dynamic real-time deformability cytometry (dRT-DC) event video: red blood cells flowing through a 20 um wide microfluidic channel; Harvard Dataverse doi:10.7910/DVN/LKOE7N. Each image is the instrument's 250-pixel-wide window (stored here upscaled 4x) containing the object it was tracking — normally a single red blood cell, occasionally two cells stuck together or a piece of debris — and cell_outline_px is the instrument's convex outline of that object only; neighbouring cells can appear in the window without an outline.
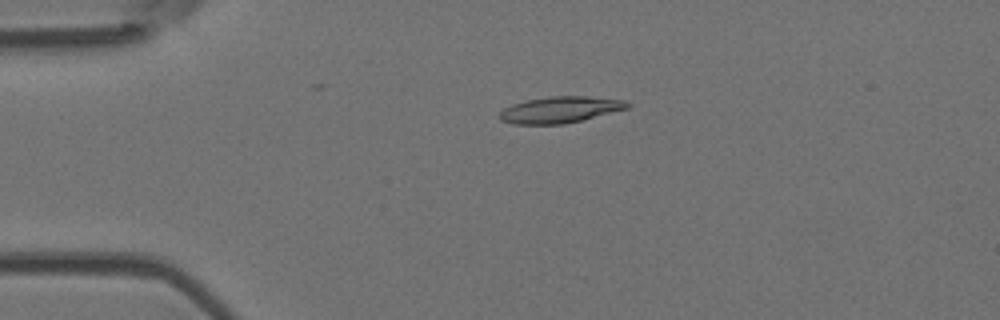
{"species": "Egyptian fruit bat (a non-hibernating species)", "species_latin": "Rousettus aegyptiacus", "temperature_condition": "room temperature", "stored_images_in_passage": 43, "camera_frame_rate_fps": 3000, "um_per_image_px": 0.085, "animal": {"sex": "female"}, "frame": {"image": 1, "passage_image": 1, "time_ms": 0.0, "image_size_px": [1000, 320], "cell_outline_px": [[632, 104], [628, 108], [564, 124], [512, 124], [500, 120], [500, 112], [504, 108], [512, 104], [528, 100], [548, 96], [588, 96], [624, 100]], "centroid_in_image_um": [47.6, 9.32], "position_along_channel_um": 37.4, "area_um2": 19.48}}
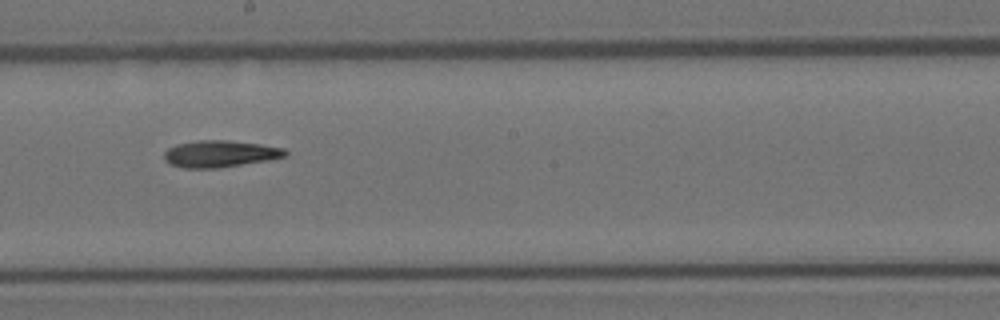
{"frame": {"image": 2, "passage_image": 19, "time_ms": 6.0, "image_size_px": [1000, 320], "cell_outline_px": [[288, 156], [268, 160], [216, 168], [184, 168], [168, 164], [164, 160], [164, 152], [168, 148], [176, 144], [196, 140], [228, 140], [260, 144], [284, 148], [288, 152]], "centroid_in_image_um": [18.68, 13.07], "position_along_channel_um": 229.5, "area_um2": 19.02}}
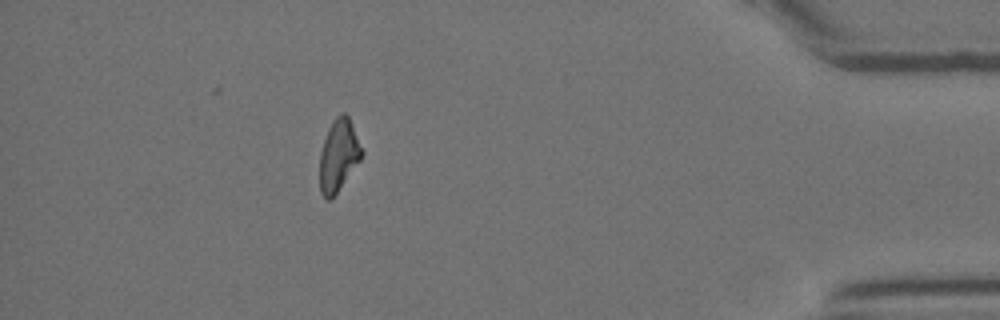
{"frame": {"image": 3, "passage_image": 37, "time_ms": 12.0, "image_size_px": [1000, 320], "cell_outline_px": [[364, 152], [360, 160], [332, 200], [324, 200], [320, 192], [320, 152], [328, 128], [332, 120], [340, 112], [344, 112], [348, 116]], "centroid_in_image_um": [28.77, 13.23], "position_along_channel_um": 406.4, "area_um2": 17.74}, "authors_computed_cell_mechanics": {"area_um2": 18.5538, "velocity_mm_per_s": 3.7681, "shape_relaxation_time_tau1_ms": null, "shape_relaxation_time_tau2_ms": 11.2277, "deformation_change_tau1": null, "deformation_change_tau2": 0.2351}}